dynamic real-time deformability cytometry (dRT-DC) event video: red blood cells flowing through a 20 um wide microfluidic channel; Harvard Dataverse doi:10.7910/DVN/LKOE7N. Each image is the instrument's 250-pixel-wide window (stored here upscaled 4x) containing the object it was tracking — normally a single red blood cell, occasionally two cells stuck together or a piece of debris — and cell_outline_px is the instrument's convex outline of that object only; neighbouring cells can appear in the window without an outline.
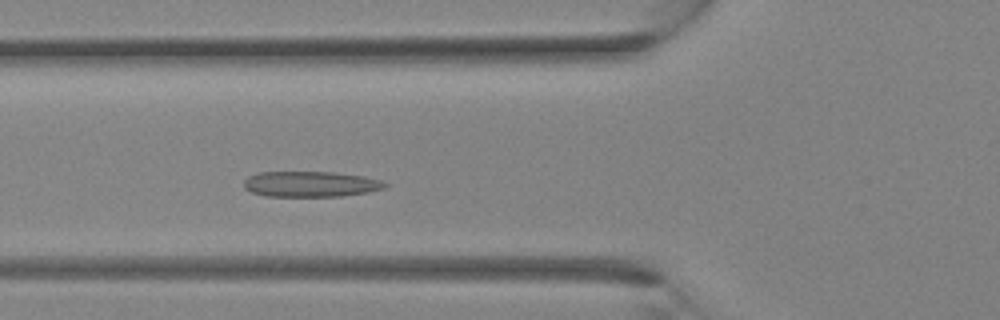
{"species": "Egyptian fruit bat (a non-hibernating species)", "species_latin": "Rousettus aegyptiacus", "temperature_condition": "room temperature", "stored_images_in_passage": 32, "camera_frame_rate_fps": 3000, "um_per_image_px": 0.085, "animal": {"sex": "female"}, "frame": {"image": 1, "passage_image": 10, "time_ms": 3.0, "image_size_px": [1000, 320], "cell_outline_px": [[388, 184], [384, 188], [368, 192], [340, 196], [264, 196], [252, 192], [244, 188], [244, 180], [248, 176], [256, 172], [332, 172], [364, 176], [380, 180]], "centroid_in_image_um": [26.37, 15.64], "position_along_channel_um": 99.4, "area_um2": 21.04}}
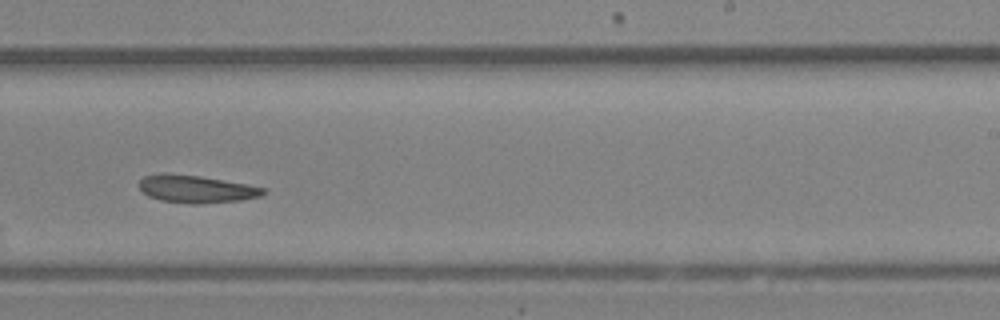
{"frame": {"image": 2, "passage_image": 19, "time_ms": 6.0, "image_size_px": [1000, 320], "cell_outline_px": [[264, 192], [260, 196], [240, 200], [196, 204], [188, 204], [160, 200], [148, 196], [140, 188], [140, 180], [144, 176], [160, 172], [200, 176], [248, 184], [264, 188]], "centroid_in_image_um": [16.64, 16.06], "position_along_channel_um": 272.4, "area_um2": 19.88}}
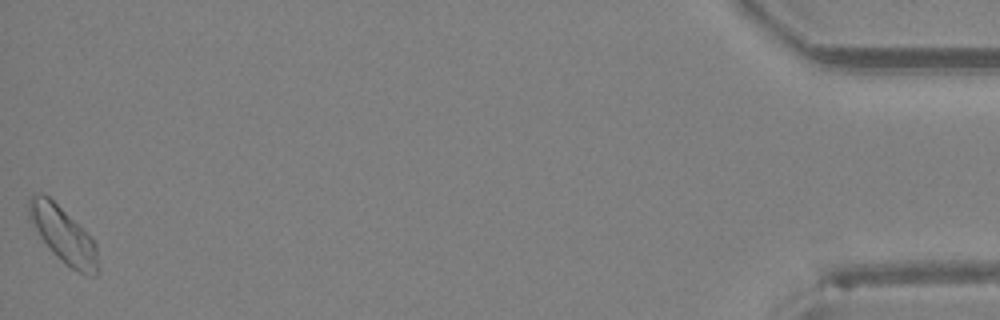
{"frame": {"image": 3, "passage_image": 32, "time_ms": 10.333, "image_size_px": [1000, 320], "cell_outline_px": [[96, 276], [88, 276], [72, 268], [56, 256], [52, 252], [28, 220], [28, 200], [32, 192], [44, 192], [92, 236], [96, 244]], "centroid_in_image_um": [5.32, 19.89], "position_along_channel_um": 429.9, "area_um2": 22.48}}